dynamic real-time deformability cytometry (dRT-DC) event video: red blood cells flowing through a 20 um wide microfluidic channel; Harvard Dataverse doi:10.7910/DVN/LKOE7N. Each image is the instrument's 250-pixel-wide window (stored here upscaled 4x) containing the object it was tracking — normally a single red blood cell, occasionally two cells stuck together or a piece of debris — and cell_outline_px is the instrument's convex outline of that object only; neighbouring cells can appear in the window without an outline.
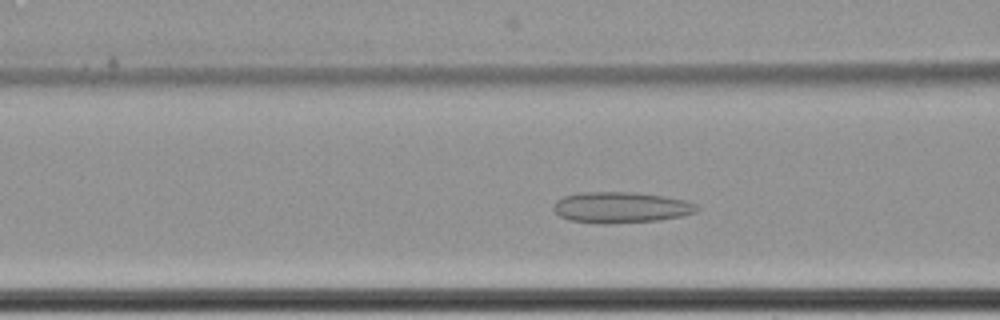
{"species": "common noctule bat (a hibernating species)", "species_latin": "Nyctalus noctula", "temperature_condition": "cold", "stored_images_in_passage": 57, "camera_frame_rate_fps": 3000, "um_per_image_px": 0.085, "animal": {"sex": "female", "body_mass_g": 22.7, "forearm_length_mm": 54.2}, "frame": {"image": 1, "passage_image": 21, "time_ms": 6.667, "image_size_px": [1000, 320], "cell_outline_px": [[700, 208], [696, 212], [680, 216], [656, 220], [608, 224], [600, 224], [572, 220], [560, 216], [552, 208], [556, 200], [564, 196], [580, 192], [632, 192], [664, 196], [684, 200], [696, 204]], "centroid_in_image_um": [52.76, 17.62], "position_along_channel_um": 113.8, "area_um2": 25.78}}
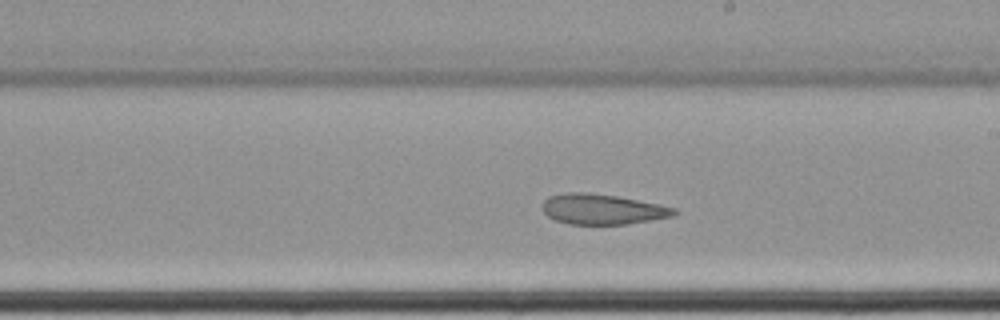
{"frame": {"image": 2, "passage_image": 32, "time_ms": 10.333, "image_size_px": [1000, 320], "cell_outline_px": [[676, 212], [672, 216], [624, 224], [568, 224], [556, 220], [548, 216], [544, 212], [544, 200], [548, 196], [564, 192], [588, 192], [616, 196], [660, 204], [676, 208]], "centroid_in_image_um": [51.17, 17.77], "position_along_channel_um": 237.8, "area_um2": 23.06}}
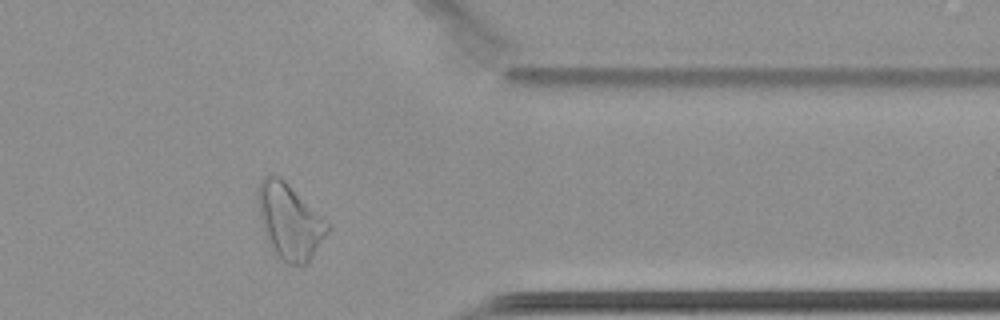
{"frame": {"image": 3, "passage_image": 46, "time_ms": 15.0, "image_size_px": [1000, 320], "cell_outline_px": [[332, 228], [308, 264], [288, 264], [280, 260], [272, 248], [268, 240], [260, 220], [256, 200], [256, 192], [260, 180], [264, 176], [272, 172], [280, 176]], "centroid_in_image_um": [24.58, 18.81], "position_along_channel_um": 386.8, "area_um2": 30.52}, "authors_computed_cell_mechanics": {"area_um2": 29.3624, "velocity_mm_per_s": 3.3864, "shape_relaxation_time_tau1_ms": null, "shape_relaxation_time_tau2_ms": 3.5761, "deformation_change_tau1": null, "deformation_change_tau2": 0.1049}}